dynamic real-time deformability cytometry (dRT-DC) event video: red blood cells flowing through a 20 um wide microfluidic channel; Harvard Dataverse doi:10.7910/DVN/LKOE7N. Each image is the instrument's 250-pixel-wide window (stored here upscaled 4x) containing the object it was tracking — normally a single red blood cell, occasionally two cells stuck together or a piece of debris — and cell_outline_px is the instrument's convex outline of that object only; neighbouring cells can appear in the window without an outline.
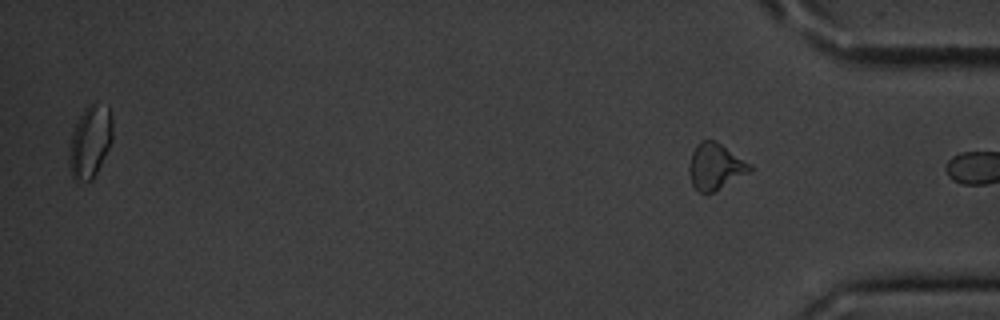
{"species": "common noctule bat (a hibernating species)", "species_latin": "Nyctalus noctula", "temperature_condition": "cold", "stored_images_in_passage": 12, "segment_of_instrument_passage": [2, 2], "camera_frame_rate_fps": 3000, "um_per_image_px": 0.085, "animal": {"sex": "male", "body_mass_g": 20.1, "forearm_length_mm": 53.5}, "frame": {"image": 1, "passage_image": 12, "time_ms": 13.667, "image_size_px": [1000, 320], "cell_outline_px": [[752, 168], [748, 172], [712, 192], [704, 196], [692, 184], [688, 172], [688, 164], [692, 152], [696, 144], [700, 140], [716, 140], [752, 164]], "centroid_in_image_um": [60.76, 14.13], "position_along_channel_um": 374.4, "area_um2": 16.42}}